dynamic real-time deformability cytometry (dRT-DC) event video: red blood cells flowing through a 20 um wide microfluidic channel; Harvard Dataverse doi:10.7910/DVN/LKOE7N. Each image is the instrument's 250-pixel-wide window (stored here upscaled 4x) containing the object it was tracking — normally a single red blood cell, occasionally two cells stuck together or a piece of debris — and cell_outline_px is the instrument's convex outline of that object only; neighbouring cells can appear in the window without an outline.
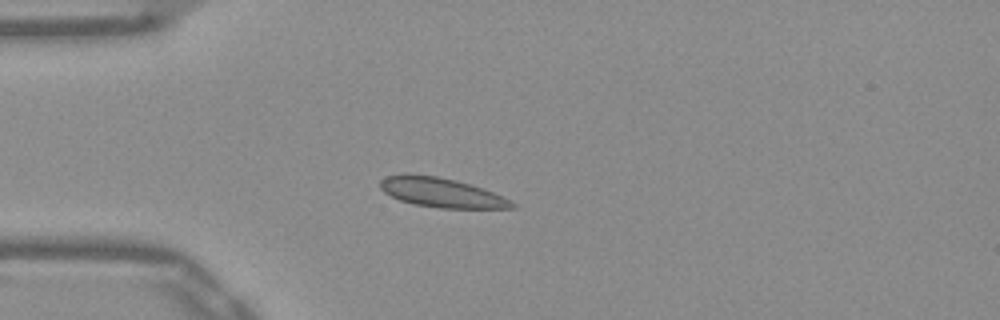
{"species": "Egyptian fruit bat (a non-hibernating species)", "species_latin": "Rousettus aegyptiacus", "temperature_condition": "warm", "stored_images_in_passage": 39, "camera_frame_rate_fps": 3000, "um_per_image_px": 0.085, "frame": {"image": 1, "passage_image": 1, "time_ms": 0.0, "image_size_px": [1000, 320], "cell_outline_px": [[516, 208], [440, 208], [416, 204], [400, 200], [384, 192], [380, 188], [380, 180], [388, 176], [408, 172], [436, 176], [456, 180], [492, 192], [516, 204]], "centroid_in_image_um": [37.46, 16.35], "position_along_channel_um": 47.5, "area_um2": 22.37}}
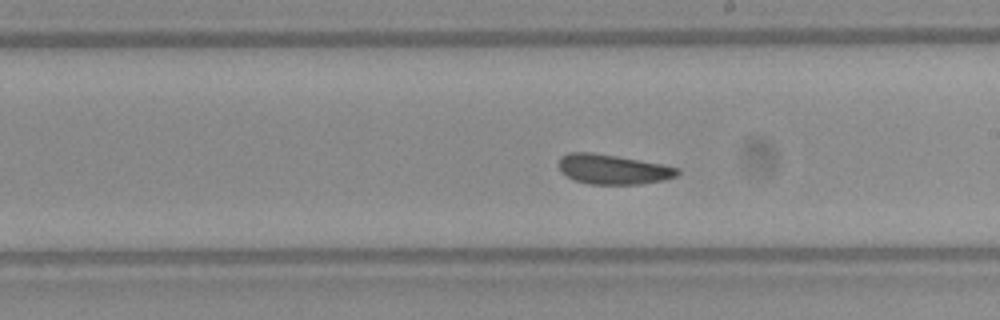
{"frame": {"image": 2, "passage_image": 17, "time_ms": 5.333, "image_size_px": [1000, 320], "cell_outline_px": [[680, 172], [676, 176], [664, 180], [640, 184], [588, 184], [572, 180], [560, 172], [560, 156], [568, 152], [592, 152], [664, 164], [680, 168]], "centroid_in_image_um": [52.09, 14.39], "position_along_channel_um": 236.9, "area_um2": 20.81}}
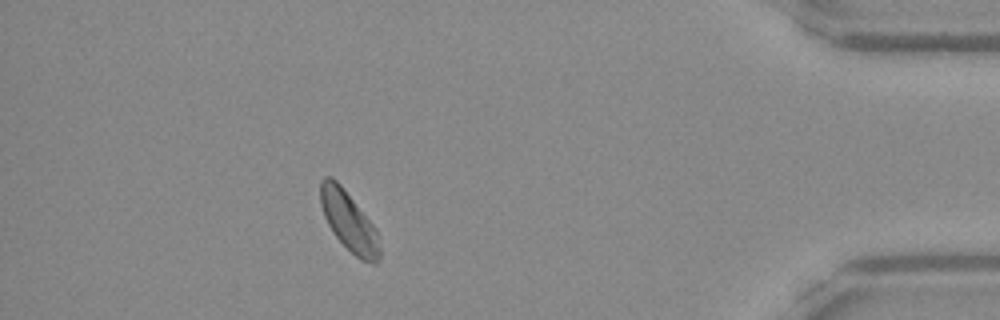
{"frame": {"image": 3, "passage_image": 34, "time_ms": 11.0, "image_size_px": [1000, 320], "cell_outline_px": [[380, 260], [376, 264], [372, 264], [360, 260], [332, 232], [324, 216], [320, 204], [320, 180], [324, 176], [332, 176], [340, 184], [372, 224], [376, 232], [380, 248]], "centroid_in_image_um": [29.63, 18.82], "position_along_channel_um": 405.6, "area_um2": 20.29}, "authors_computed_cell_mechanics": {"area_um2": 20.5768, "velocity_mm_per_s": 3.8377, "shape_relaxation_time_tau1_ms": 8.5476, "shape_relaxation_time_tau2_ms": null, "deformation_change_tau1": 0.0988, "deformation_change_tau2": null}}